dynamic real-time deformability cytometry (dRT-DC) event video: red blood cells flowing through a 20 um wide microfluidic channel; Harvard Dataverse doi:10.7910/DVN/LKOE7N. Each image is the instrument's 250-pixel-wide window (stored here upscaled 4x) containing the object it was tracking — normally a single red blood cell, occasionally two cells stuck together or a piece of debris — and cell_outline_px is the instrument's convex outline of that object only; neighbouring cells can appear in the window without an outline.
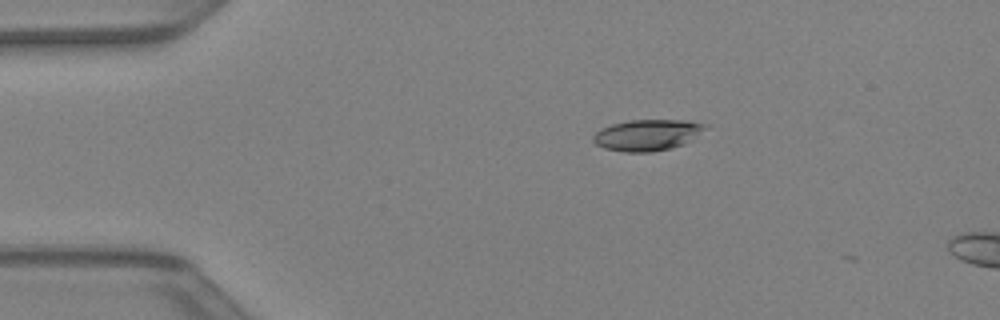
{"species": "Egyptian fruit bat (a non-hibernating species)", "species_latin": "Rousettus aegyptiacus", "temperature_condition": "warm", "stored_images_in_passage": 11, "camera_frame_rate_fps": 3000, "um_per_image_px": 0.085, "animal": {"sex": "female"}, "frame": {"image": 1, "passage_image": 8, "time_ms": 2.333, "image_size_px": [1000, 320], "cell_outline_px": [[704, 128], [684, 144], [668, 148], [648, 152], [624, 152], [604, 148], [596, 144], [592, 140], [592, 136], [600, 128], [612, 124], [628, 120], [684, 120], [704, 124]], "centroid_in_image_um": [54.91, 11.47], "position_along_channel_um": 30.1, "area_um2": 19.94}}